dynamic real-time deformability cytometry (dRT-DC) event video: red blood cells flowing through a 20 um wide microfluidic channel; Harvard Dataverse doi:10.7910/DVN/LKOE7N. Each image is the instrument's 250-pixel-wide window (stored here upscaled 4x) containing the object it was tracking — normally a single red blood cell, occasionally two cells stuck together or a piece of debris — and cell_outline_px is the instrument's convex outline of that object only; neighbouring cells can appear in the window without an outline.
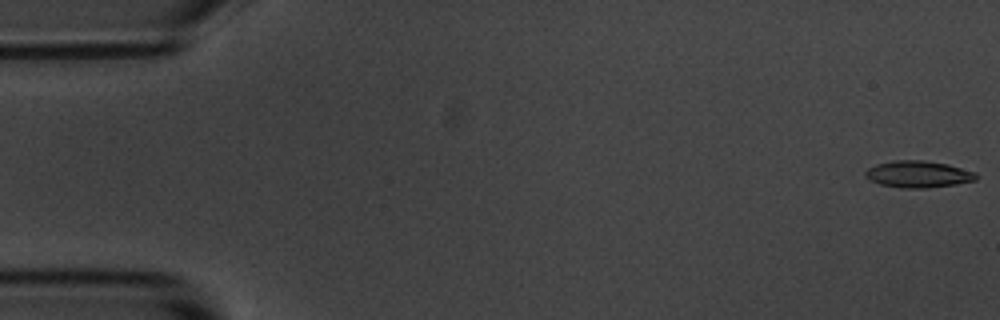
{"species": "common noctule bat (a hibernating species)", "species_latin": "Nyctalus noctula", "temperature_condition": "room temperature", "stored_images_in_passage": 5, "segment_of_instrument_passage": [2, 2], "camera_frame_rate_fps": 3000, "um_per_image_px": 0.085, "animal": {"sex": "male", "body_mass_g": 20.1, "forearm_length_mm": 53.5}, "frame": {"image": 1, "passage_image": 5, "time_ms": 4.667, "image_size_px": [1000, 320], "cell_outline_px": [[976, 180], [956, 184], [924, 188], [900, 188], [880, 184], [868, 180], [864, 176], [864, 172], [868, 168], [876, 164], [896, 160], [924, 160], [948, 164], [976, 172]], "centroid_in_image_um": [78.01, 14.8], "position_along_channel_um": 7.0, "area_um2": 17.34}}